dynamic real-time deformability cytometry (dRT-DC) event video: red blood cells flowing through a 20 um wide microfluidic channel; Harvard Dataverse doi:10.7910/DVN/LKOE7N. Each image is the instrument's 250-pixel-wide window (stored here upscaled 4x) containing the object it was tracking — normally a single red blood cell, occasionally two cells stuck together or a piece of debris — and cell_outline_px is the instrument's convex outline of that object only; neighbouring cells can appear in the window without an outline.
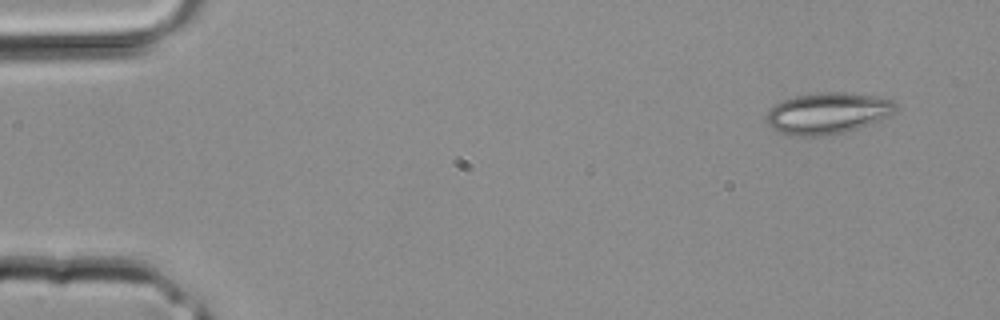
{"species": "common noctule bat (a hibernating species)", "species_latin": "Nyctalus noctula", "temperature_condition": "room temperature", "stored_images_in_passage": 2, "camera_frame_rate_fps": 3000, "um_per_image_px": 0.085, "animal": {"sex": "male", "body_mass_g": 20.4}, "frame": {"image": 1, "passage_image": 1, "time_ms": 0.0, "image_size_px": [1000, 320], "cell_outline_px": [[896, 108], [888, 116], [868, 124], [844, 132], [820, 136], [792, 136], [780, 132], [772, 128], [768, 124], [768, 108], [784, 100], [796, 96], [820, 92], [844, 92], [872, 96], [892, 100], [896, 104]], "centroid_in_image_um": [70.31, 9.62], "position_along_channel_um": 14.7, "area_um2": 30.63}}